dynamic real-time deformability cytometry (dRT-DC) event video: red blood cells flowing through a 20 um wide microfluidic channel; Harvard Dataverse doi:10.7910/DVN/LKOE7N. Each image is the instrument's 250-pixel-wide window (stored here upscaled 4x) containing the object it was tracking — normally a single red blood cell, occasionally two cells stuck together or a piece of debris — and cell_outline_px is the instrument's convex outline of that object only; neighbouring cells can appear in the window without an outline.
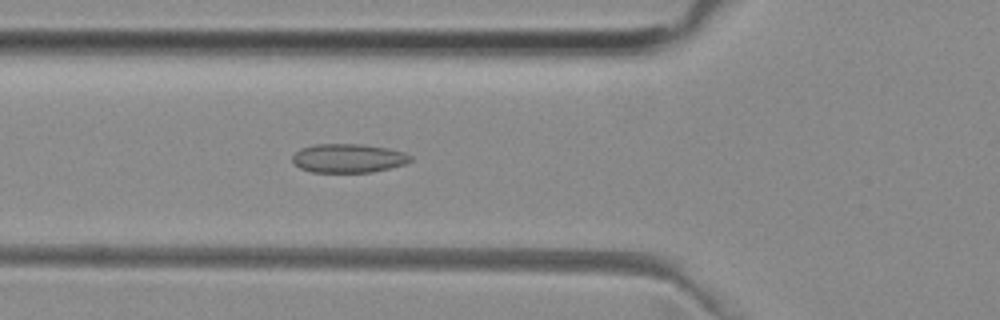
{"species": "common noctule bat (a hibernating species)", "species_latin": "Nyctalus noctula", "temperature_condition": "room temperature", "stored_images_in_passage": 38, "camera_frame_rate_fps": 3000, "um_per_image_px": 0.085, "animal": {"sex": "female", "body_mass_g": 29.2, "forearm_length_mm": 56.3}, "frame": {"image": 1, "passage_image": 7, "time_ms": 2.0, "image_size_px": [1000, 320], "cell_outline_px": [[412, 160], [404, 164], [372, 172], [312, 172], [300, 168], [292, 164], [292, 156], [300, 148], [312, 144], [360, 144], [388, 148], [404, 152], [412, 156]], "centroid_in_image_um": [29.57, 13.44], "position_along_channel_um": 96.2, "area_um2": 19.94}}
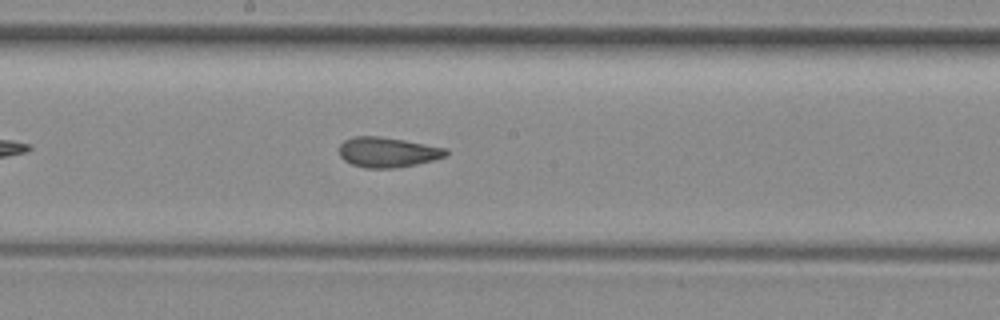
{"frame": {"image": 2, "passage_image": 16, "time_ms": 5.0, "image_size_px": [1000, 320], "cell_outline_px": [[448, 156], [416, 164], [392, 168], [364, 168], [352, 164], [344, 160], [340, 156], [340, 144], [344, 140], [356, 136], [376, 136], [404, 140], [448, 148]], "centroid_in_image_um": [32.96, 12.94], "position_along_channel_um": 215.2, "area_um2": 18.67}}
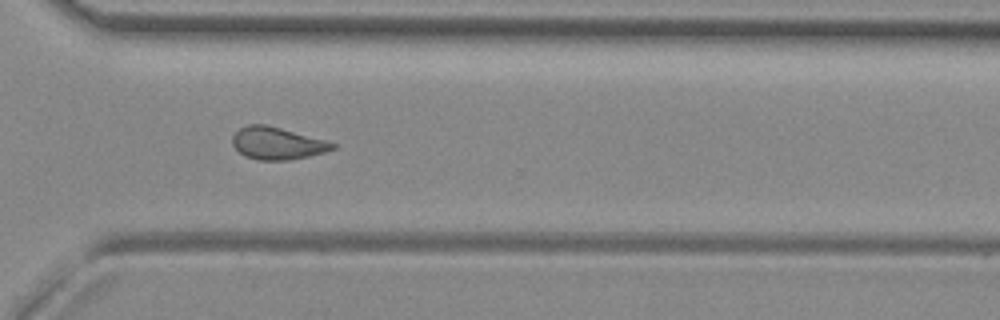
{"frame": {"image": 3, "passage_image": 26, "time_ms": 8.333, "image_size_px": [1000, 320], "cell_outline_px": [[336, 148], [324, 152], [308, 156], [288, 160], [260, 160], [244, 156], [232, 144], [232, 136], [240, 128], [248, 124], [264, 124], [328, 140], [336, 144]], "centroid_in_image_um": [23.57, 12.18], "position_along_channel_um": 347.0, "area_um2": 18.79}}